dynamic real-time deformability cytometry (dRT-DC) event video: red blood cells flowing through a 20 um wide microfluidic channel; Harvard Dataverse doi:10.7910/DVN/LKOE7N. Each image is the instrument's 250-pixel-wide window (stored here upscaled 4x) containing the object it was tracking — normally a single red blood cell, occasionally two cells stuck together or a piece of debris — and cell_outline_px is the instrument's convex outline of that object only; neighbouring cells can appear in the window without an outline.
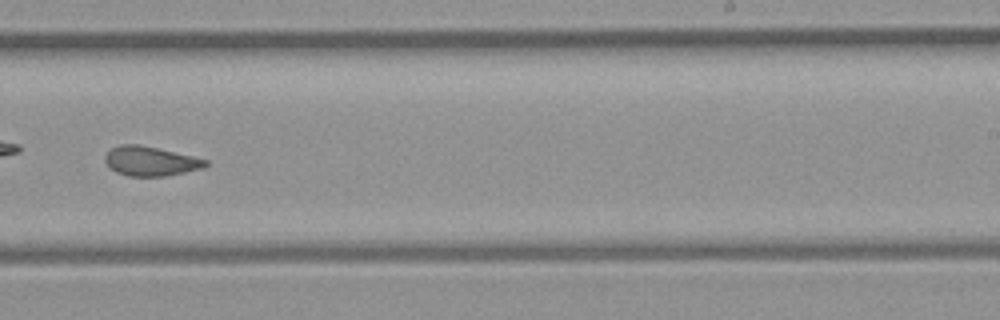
{"species": "common noctule bat (a hibernating species)", "species_latin": "Nyctalus noctula", "temperature_condition": "room temperature", "stored_images_in_passage": 44, "camera_frame_rate_fps": 3000, "um_per_image_px": 0.085, "animal": {"sex": "female", "body_mass_g": 21.9}, "frame": {"image": 1, "passage_image": 26, "time_ms": 8.333, "image_size_px": [1000, 320], "cell_outline_px": [[208, 164], [204, 168], [168, 176], [128, 176], [116, 172], [108, 168], [104, 160], [104, 156], [112, 148], [120, 144], [136, 144], [156, 148], [192, 156], [208, 160]], "centroid_in_image_um": [12.77, 13.71], "position_along_channel_um": 276.2, "area_um2": 17.28}}
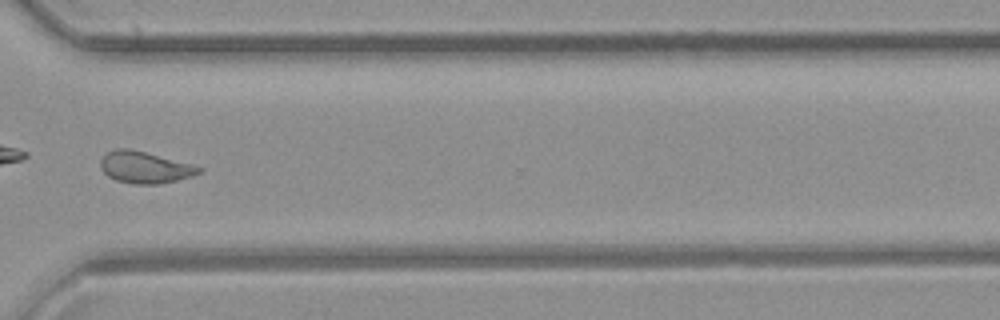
{"frame": {"image": 2, "passage_image": 32, "time_ms": 10.333, "image_size_px": [1000, 320], "cell_outline_px": [[204, 172], [192, 176], [160, 184], [132, 184], [116, 180], [108, 176], [100, 168], [100, 160], [108, 152], [116, 148], [128, 148], [192, 164], [204, 168]], "centroid_in_image_um": [12.33, 14.23], "position_along_channel_um": 358.3, "area_um2": 18.15}, "authors_computed_cell_mechanics": {"area_um2": 18.1492, "velocity_mm_per_s": 4.1024, "shape_relaxation_time_tau1_ms": null, "shape_relaxation_time_tau2_ms": 1.5961, "deformation_change_tau1": null, "deformation_change_tau2": 0.0824}}